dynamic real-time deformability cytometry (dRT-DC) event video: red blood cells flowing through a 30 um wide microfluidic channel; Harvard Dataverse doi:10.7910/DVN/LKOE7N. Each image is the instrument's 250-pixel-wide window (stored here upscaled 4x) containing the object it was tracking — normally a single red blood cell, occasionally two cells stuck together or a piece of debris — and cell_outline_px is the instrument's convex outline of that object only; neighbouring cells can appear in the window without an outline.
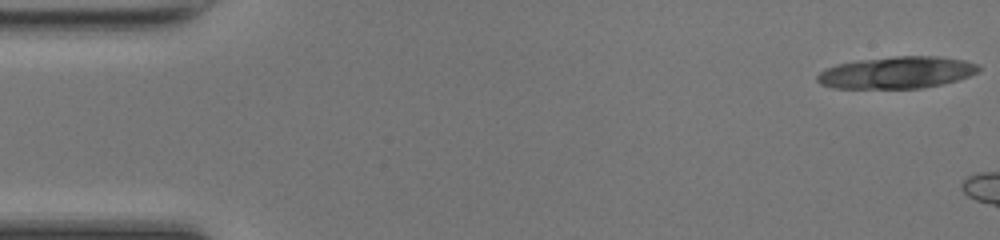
{"species": "common noctule bat (a hibernating species)", "species_latin": "Nyctalus noctula", "temperature_condition": "room temperature", "stored_images_in_passage": 5, "camera_frame_rate_fps": 3000, "um_per_image_px": 0.085, "animal": {"sex": "female", "body_mass_g": 17.0, "forearm_length_mm": 48.0}, "frame": {"image": 1, "passage_image": 1, "time_ms": 0.0, "image_size_px": [1000, 240], "cell_outline_px": [[980, 68], [976, 72], [968, 76], [956, 80], [940, 84], [920, 88], [832, 88], [820, 84], [816, 80], [816, 76], [820, 72], [836, 64], [856, 60], [896, 56], [940, 56], [964, 60], [980, 64]], "centroid_in_image_um": [76.2, 6.16], "position_along_channel_um": 8.8, "area_um2": 30.0}}